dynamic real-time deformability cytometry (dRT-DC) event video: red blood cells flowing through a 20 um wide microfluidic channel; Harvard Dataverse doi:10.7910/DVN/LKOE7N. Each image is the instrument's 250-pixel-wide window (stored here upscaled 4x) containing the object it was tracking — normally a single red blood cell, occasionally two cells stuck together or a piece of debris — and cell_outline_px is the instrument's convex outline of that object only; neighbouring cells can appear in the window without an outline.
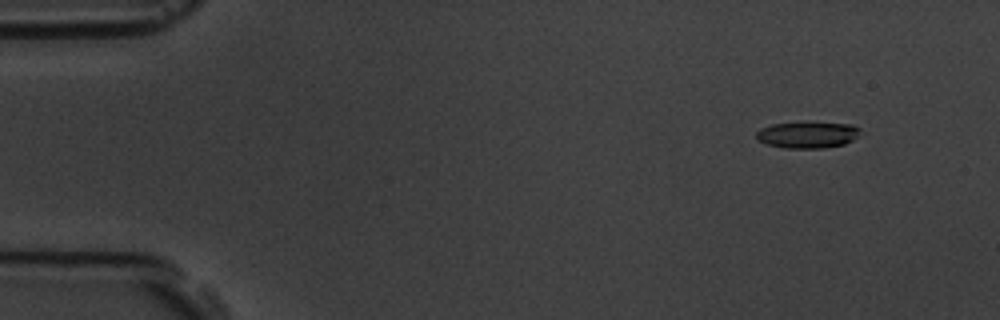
{"species": "common noctule bat (a hibernating species)", "species_latin": "Nyctalus noctula", "temperature_condition": "room temperature", "stored_images_in_passage": 6, "camera_frame_rate_fps": 3000, "um_per_image_px": 0.085, "animal": {"sex": "male", "body_mass_g": 19.5, "forearm_length_mm": 54.6}, "frame": {"image": 1, "passage_image": 2, "time_ms": 1.0, "image_size_px": [1000, 320], "cell_outline_px": [[860, 128], [856, 136], [852, 140], [844, 144], [824, 148], [784, 148], [768, 144], [756, 140], [756, 132], [760, 128], [772, 124], [804, 120], [808, 120], [852, 124]], "centroid_in_image_um": [68.61, 11.41], "position_along_channel_um": 16.4, "area_um2": 16.65}}
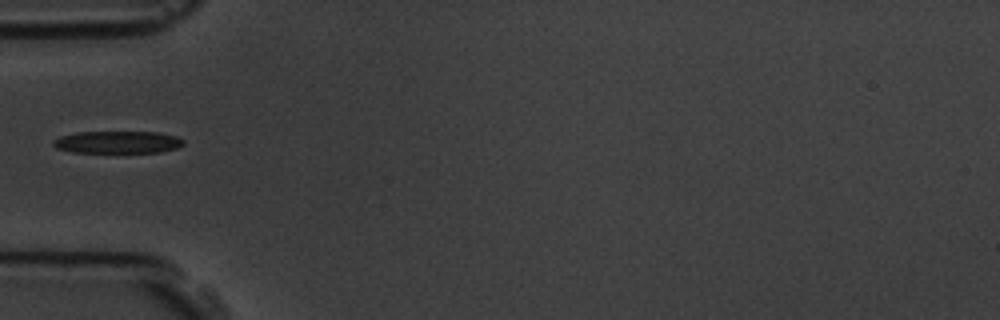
{"frame": {"image": 2, "passage_image": 5, "time_ms": 5.333, "image_size_px": [1000, 320], "cell_outline_px": [[184, 144], [176, 148], [160, 152], [72, 152], [56, 148], [52, 144], [52, 140], [60, 136], [76, 132], [156, 132], [176, 136], [184, 140]], "centroid_in_image_um": [9.97, 12.08], "position_along_channel_um": 75.0, "area_um2": 16.88}}
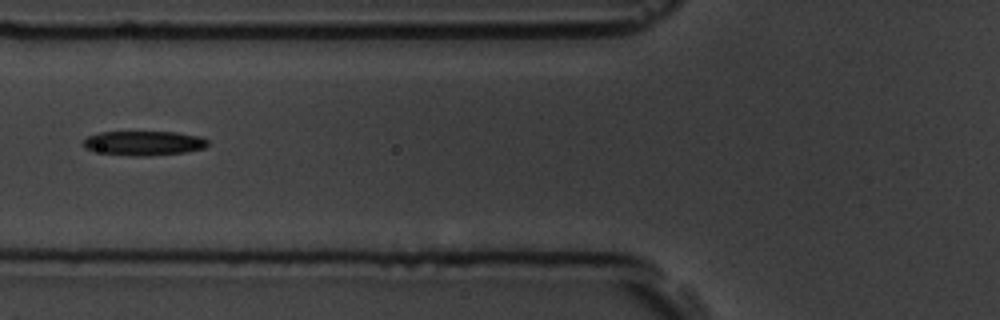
{"frame": {"image": 3, "passage_image": 6, "time_ms": 6.333, "image_size_px": [1000, 320], "cell_outline_px": [[208, 144], [204, 148], [188, 152], [144, 156], [132, 156], [92, 152], [84, 148], [84, 140], [88, 136], [100, 132], [176, 132], [200, 136], [208, 140]], "centroid_in_image_um": [12.21, 12.17], "position_along_channel_um": 113.6, "area_um2": 17.92}}